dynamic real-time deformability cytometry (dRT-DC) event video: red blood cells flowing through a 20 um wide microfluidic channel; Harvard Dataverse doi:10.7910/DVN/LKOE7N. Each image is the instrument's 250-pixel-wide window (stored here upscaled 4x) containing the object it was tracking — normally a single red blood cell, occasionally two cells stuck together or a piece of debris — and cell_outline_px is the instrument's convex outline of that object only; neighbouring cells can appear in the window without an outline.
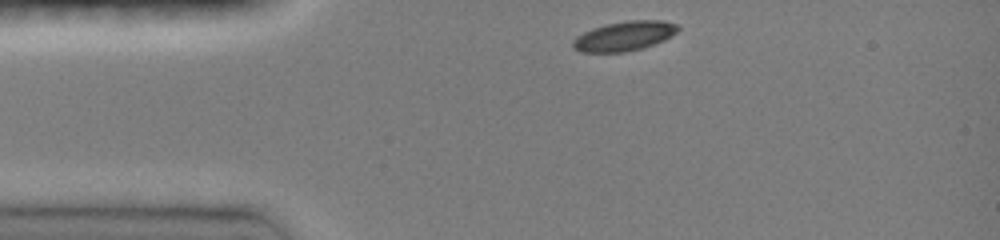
{"species": "common noctule bat (a hibernating species)", "species_latin": "Nyctalus noctula", "temperature_condition": "room temperature", "stored_images_in_passage": 33, "camera_frame_rate_fps": 3000, "um_per_image_px": 0.085, "animal": {"sex": "female", "body_mass_g": 19.0, "forearm_length_mm": 51.5}, "frame": {"image": 1, "passage_image": 1, "time_ms": 0.0, "image_size_px": [1000, 240], "cell_outline_px": [[680, 28], [676, 32], [664, 40], [644, 48], [624, 52], [580, 52], [572, 48], [572, 40], [576, 36], [592, 28], [608, 24], [628, 20], [664, 20], [676, 24]], "centroid_in_image_um": [53.05, 3.07], "position_along_channel_um": 32.0, "area_um2": 18.15}}
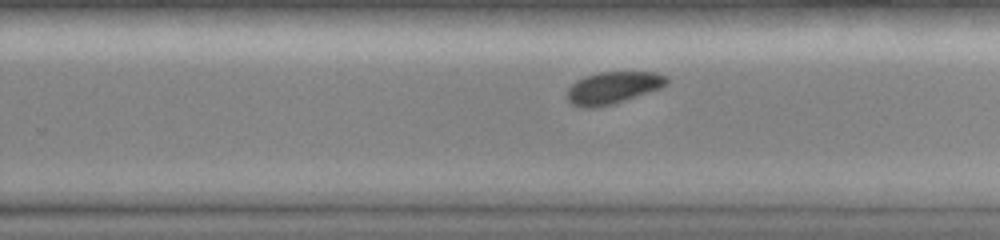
{"frame": {"image": 2, "passage_image": 22, "time_ms": 7.0, "image_size_px": [1000, 240], "cell_outline_px": [[668, 84], [660, 88], [612, 104], [592, 108], [580, 108], [572, 104], [568, 100], [568, 88], [576, 80], [600, 72], [656, 72], [668, 76]], "centroid_in_image_um": [52.11, 7.45], "position_along_channel_um": 277.7, "area_um2": 18.44}}
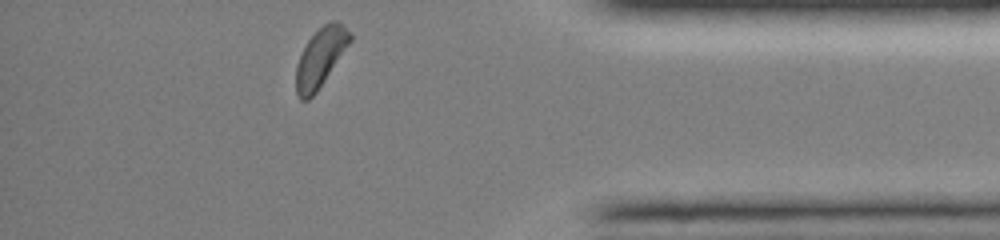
{"frame": {"image": 3, "passage_image": 33, "time_ms": 10.667, "image_size_px": [1000, 240], "cell_outline_px": [[352, 40], [316, 92], [308, 100], [300, 100], [296, 92], [296, 68], [300, 56], [308, 40], [324, 24], [332, 20], [336, 20], [344, 24], [352, 32]], "centroid_in_image_um": [27.27, 4.86], "position_along_channel_um": 407.9, "area_um2": 18.26}, "authors_computed_cell_mechanics": {"area_um2": 18.7272, "velocity_mm_per_s": 4.0051, "shape_relaxation_time_tau1_ms": 1.4478, "shape_relaxation_time_tau2_ms": null, "deformation_change_tau1": 0.1018, "deformation_change_tau2": null}}